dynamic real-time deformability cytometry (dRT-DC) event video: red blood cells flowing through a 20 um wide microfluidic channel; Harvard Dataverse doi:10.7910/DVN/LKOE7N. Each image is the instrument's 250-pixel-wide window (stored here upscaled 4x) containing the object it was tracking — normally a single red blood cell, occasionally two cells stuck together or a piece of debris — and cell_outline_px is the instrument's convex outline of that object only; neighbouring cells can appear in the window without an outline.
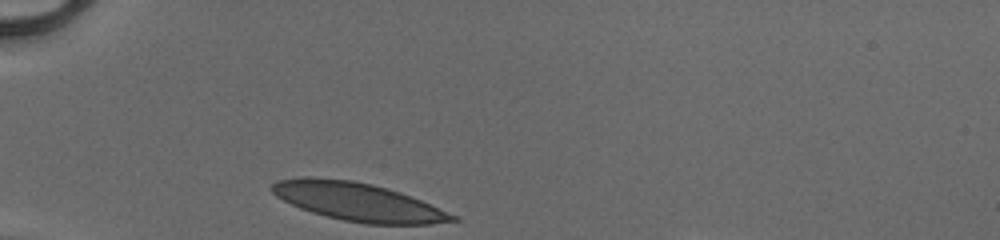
{"species": "human", "species_latin": "Homo sapiens", "temperature_condition": "cold", "stored_images_in_passage": 28, "camera_frame_rate_fps": 3000, "um_per_image_px": 0.085, "donor": {"sex": "male"}, "frame": {"image": 1, "passage_image": 1, "time_ms": 0.0, "image_size_px": [1000, 240], "cell_outline_px": [[460, 220], [432, 224], [364, 224], [344, 220], [312, 212], [300, 208], [276, 196], [268, 188], [276, 180], [304, 176], [308, 176], [352, 180], [372, 184], [400, 192], [460, 216]], "centroid_in_image_um": [30.43, 17.15], "position_along_channel_um": 54.6, "area_um2": 40.23}}
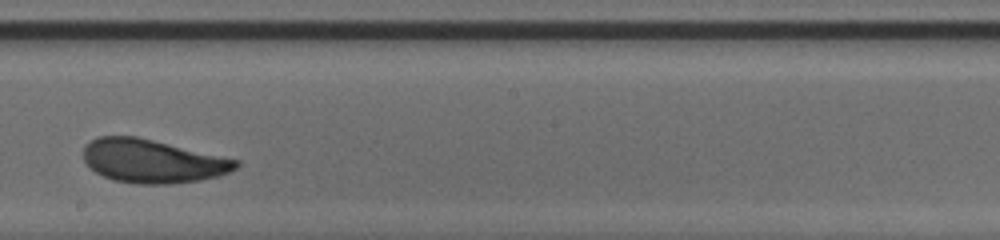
{"frame": {"image": 2, "passage_image": 16, "time_ms": 5.0, "image_size_px": [1000, 240], "cell_outline_px": [[240, 164], [236, 168], [220, 176], [200, 180], [172, 184], [136, 184], [116, 180], [104, 176], [96, 172], [84, 160], [84, 148], [92, 140], [100, 136], [136, 136], [240, 160]], "centroid_in_image_um": [13.0, 13.7], "position_along_channel_um": 235.2, "area_um2": 38.38}}
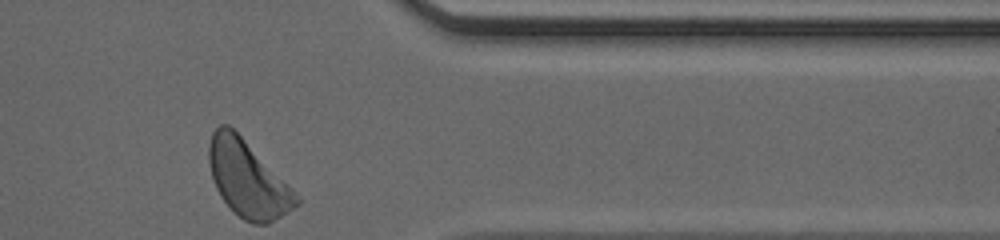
{"frame": {"image": 3, "passage_image": 28, "time_ms": 9.0, "image_size_px": [1000, 240], "cell_outline_px": [[300, 204], [268, 224], [252, 224], [244, 220], [232, 212], [220, 196], [216, 188], [212, 176], [208, 160], [208, 144], [212, 132], [220, 124], [228, 124], [292, 188], [300, 200]], "centroid_in_image_um": [21.02, 15.24], "position_along_channel_um": 390.4, "area_um2": 38.38}, "authors_computed_cell_mechanics": {"area_um2": 38.5815, "velocity_mm_per_s": 4.0816, "shape_relaxation_time_tau1_ms": 2.4522, "shape_relaxation_time_tau2_ms": 3.2222, "deformation_change_tau1": 0.1251, "deformation_change_tau2": 0.0815}}